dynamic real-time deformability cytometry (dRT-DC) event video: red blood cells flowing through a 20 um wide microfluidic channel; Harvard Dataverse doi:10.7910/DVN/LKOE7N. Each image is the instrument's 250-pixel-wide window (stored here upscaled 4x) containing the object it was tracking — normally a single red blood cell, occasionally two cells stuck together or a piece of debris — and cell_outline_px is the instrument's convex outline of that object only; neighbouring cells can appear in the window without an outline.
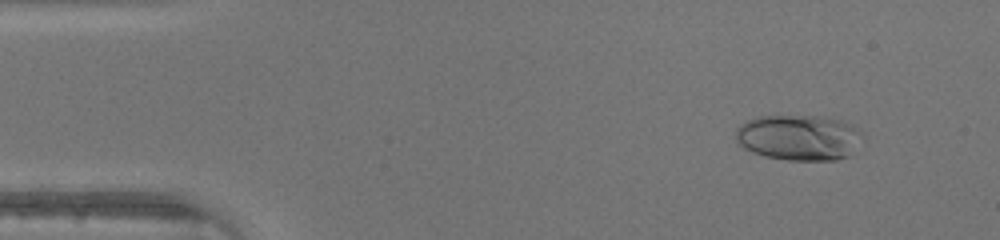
{"species": "human", "species_latin": "Homo sapiens", "temperature_condition": "warm", "stored_images_in_passage": 47, "camera_frame_rate_fps": 3000, "um_per_image_px": 0.085, "donor": {"sex": "male"}, "frame": {"image": 1, "passage_image": 5, "time_ms": 1.333, "image_size_px": [1000, 240], "cell_outline_px": [[864, 136], [848, 156], [836, 160], [788, 160], [764, 156], [752, 152], [744, 148], [736, 140], [736, 128], [740, 124], [756, 116], [816, 116], [844, 120], [852, 124]], "centroid_in_image_um": [67.89, 11.68], "position_along_channel_um": 17.1, "area_um2": 33.81}}
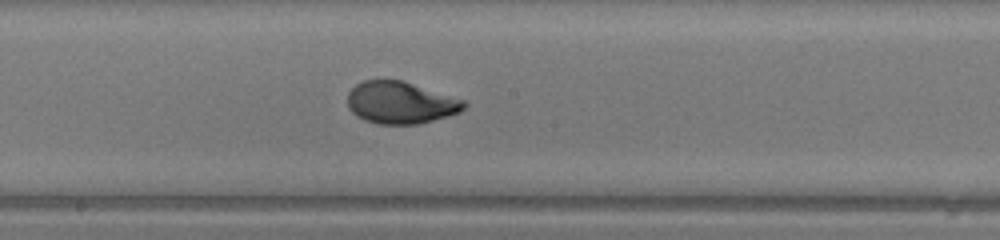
{"frame": {"image": 2, "passage_image": 25, "time_ms": 8.0, "image_size_px": [1000, 240], "cell_outline_px": [[468, 104], [460, 112], [448, 116], [416, 124], [376, 124], [364, 120], [356, 116], [348, 108], [348, 92], [356, 84], [364, 80], [404, 80], [464, 100]], "centroid_in_image_um": [34.03, 8.72], "position_along_channel_um": 214.2, "area_um2": 28.67}}
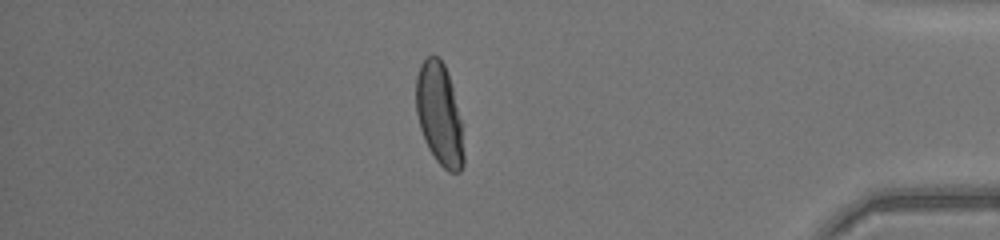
{"frame": {"image": 3, "passage_image": 40, "time_ms": 13.0, "image_size_px": [1000, 240], "cell_outline_px": [[464, 164], [460, 172], [448, 172], [436, 160], [428, 148], [424, 140], [420, 128], [416, 112], [416, 76], [420, 64], [432, 52], [444, 64], [452, 84], [460, 120], [464, 156]], "centroid_in_image_um": [37.33, 9.71], "position_along_channel_um": 397.9, "area_um2": 28.32}}